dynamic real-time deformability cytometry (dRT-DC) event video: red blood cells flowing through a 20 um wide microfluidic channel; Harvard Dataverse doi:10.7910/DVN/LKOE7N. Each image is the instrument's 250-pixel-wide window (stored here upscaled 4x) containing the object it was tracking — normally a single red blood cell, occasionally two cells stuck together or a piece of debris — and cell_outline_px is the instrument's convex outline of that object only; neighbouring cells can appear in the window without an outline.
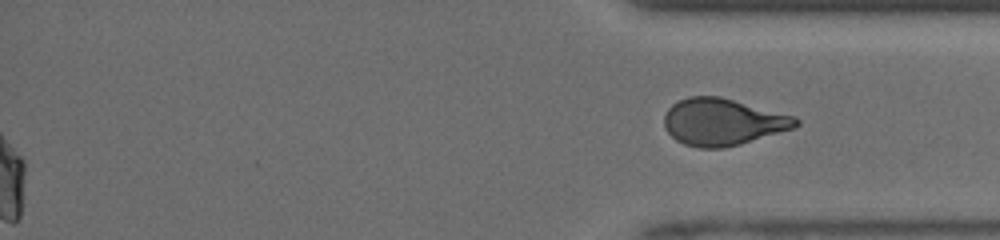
{"species": "human", "species_latin": "Homo sapiens", "temperature_condition": "room temperature", "stored_images_in_passage": 45, "segment_of_instrument_passage": [2, 2], "camera_frame_rate_fps": 3000, "um_per_image_px": 0.085, "donor": {"sex": "male"}, "frame": {"image": 1, "passage_image": 45, "time_ms": 14.667, "image_size_px": [1000, 240], "cell_outline_px": [[800, 124], [796, 128], [740, 144], [724, 148], [700, 148], [684, 144], [676, 140], [668, 132], [664, 124], [664, 116], [668, 108], [672, 104], [688, 96], [720, 96], [796, 116], [800, 120]], "centroid_in_image_um": [61.47, 10.36], "position_along_channel_um": 373.7, "area_um2": 36.18}}